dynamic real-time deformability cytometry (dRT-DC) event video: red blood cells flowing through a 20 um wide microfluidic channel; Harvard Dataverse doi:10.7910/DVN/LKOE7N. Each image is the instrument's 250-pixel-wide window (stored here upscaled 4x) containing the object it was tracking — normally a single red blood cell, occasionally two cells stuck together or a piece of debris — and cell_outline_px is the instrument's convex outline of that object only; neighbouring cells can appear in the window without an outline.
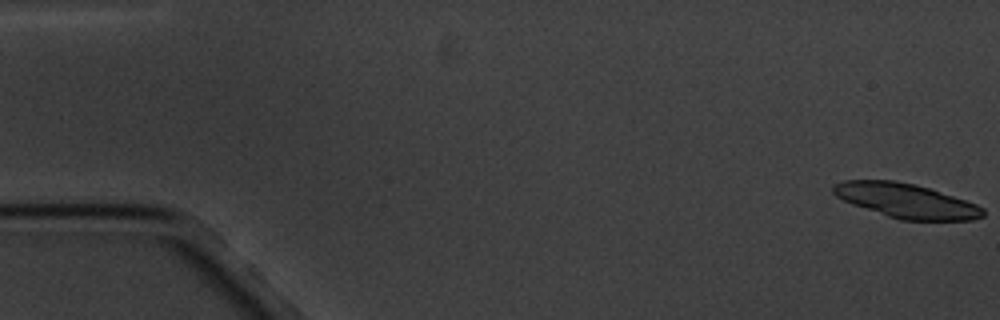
{"species": "common noctule bat (a hibernating species)", "species_latin": "Nyctalus noctula", "temperature_condition": "cold", "stored_images_in_passage": 9, "camera_frame_rate_fps": 3000, "um_per_image_px": 0.085, "animal": {"sex": "male", "body_mass_g": 20.1, "forearm_length_mm": 53.5}, "frame": {"image": 1, "passage_image": 1, "time_ms": 0.0, "image_size_px": [1000, 320], "cell_outline_px": [[984, 216], [972, 220], [900, 220], [852, 204], [836, 196], [832, 192], [832, 184], [844, 180], [892, 180], [916, 184], [976, 204], [984, 208]], "centroid_in_image_um": [76.99, 17.06], "position_along_channel_um": 8.0, "area_um2": 29.82}}
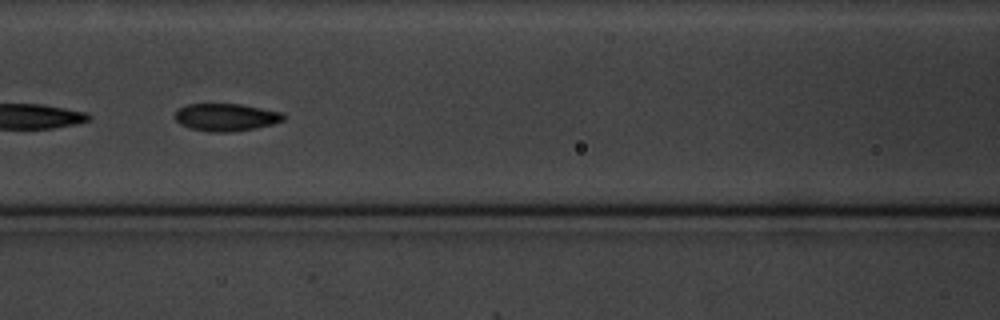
{"frame": {"image": 2, "passage_image": 7, "time_ms": 8.333, "image_size_px": [1000, 320], "cell_outline_px": [[284, 120], [272, 124], [256, 128], [228, 132], [208, 132], [188, 128], [180, 124], [176, 120], [176, 112], [180, 108], [188, 104], [240, 104], [284, 112]], "centroid_in_image_um": [19.22, 9.97], "position_along_channel_um": 147.4, "area_um2": 17.4}}
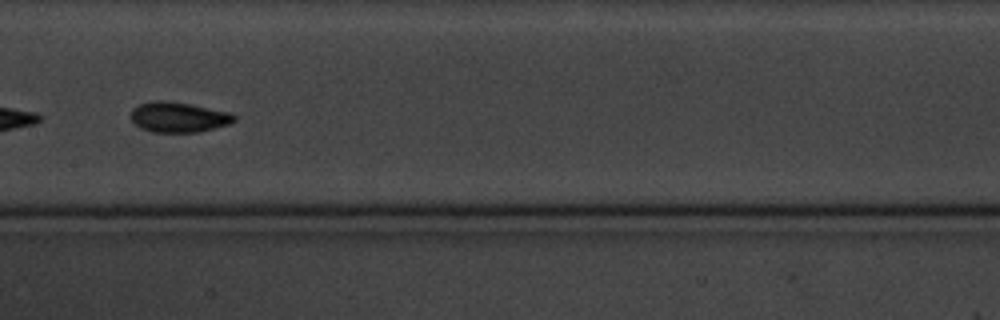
{"frame": {"image": 3, "passage_image": 8, "time_ms": 9.667, "image_size_px": [1000, 320], "cell_outline_px": [[236, 120], [228, 124], [200, 132], [152, 132], [140, 128], [128, 116], [132, 108], [140, 104], [156, 100], [160, 100], [192, 104], [232, 112], [236, 116]], "centroid_in_image_um": [15.17, 9.95], "position_along_channel_um": 192.2, "area_um2": 18.44}}